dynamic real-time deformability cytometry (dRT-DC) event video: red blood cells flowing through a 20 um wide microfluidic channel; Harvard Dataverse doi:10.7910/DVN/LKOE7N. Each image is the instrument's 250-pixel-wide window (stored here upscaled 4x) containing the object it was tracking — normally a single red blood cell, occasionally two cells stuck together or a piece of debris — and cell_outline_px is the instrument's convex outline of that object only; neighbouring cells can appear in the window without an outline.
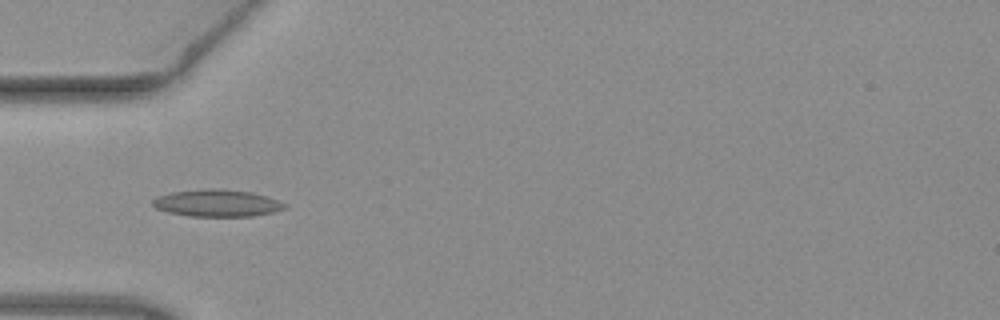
{"species": "common noctule bat (a hibernating species)", "species_latin": "Nyctalus noctula", "temperature_condition": "warm", "stored_images_in_passage": 32, "camera_frame_rate_fps": 3000, "um_per_image_px": 0.085, "animal": {"sex": "female", "body_mass_g": 19.3, "forearm_length_mm": 54.1}, "frame": {"image": 1, "passage_image": 4, "time_ms": 1.0, "image_size_px": [1000, 320], "cell_outline_px": [[288, 204], [284, 208], [272, 212], [252, 216], [188, 216], [168, 212], [156, 208], [152, 204], [152, 200], [156, 196], [172, 192], [208, 188], [220, 188], [252, 192]], "centroid_in_image_um": [18.41, 17.25], "position_along_channel_um": 66.6, "area_um2": 20.75}}
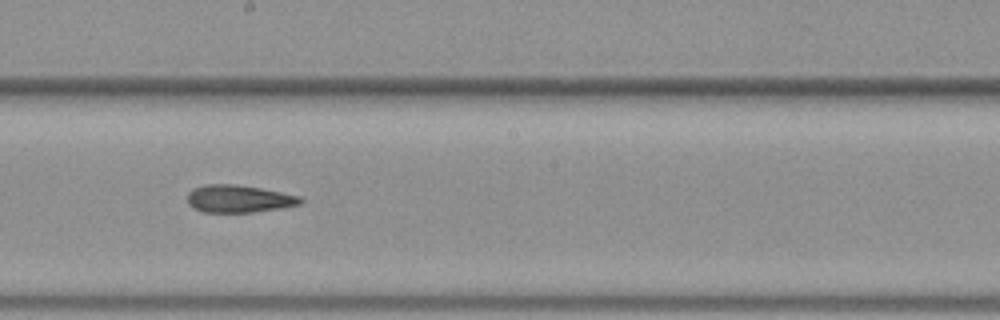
{"frame": {"image": 2, "passage_image": 16, "time_ms": 5.0, "image_size_px": [1000, 320], "cell_outline_px": [[304, 200], [300, 204], [284, 208], [252, 212], [204, 212], [188, 204], [188, 192], [192, 188], [208, 184], [236, 184], [260, 188], [300, 196]], "centroid_in_image_um": [20.31, 16.89], "position_along_channel_um": 227.9, "area_um2": 18.09}}
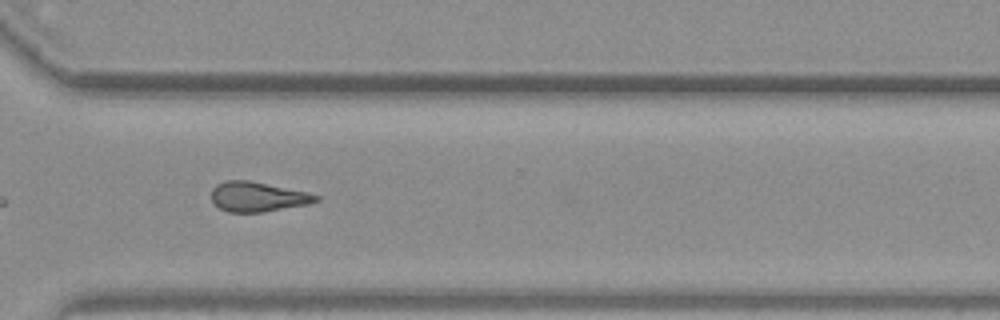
{"frame": {"image": 3, "passage_image": 25, "time_ms": 8.0, "image_size_px": [1000, 320], "cell_outline_px": [[320, 200], [308, 204], [264, 212], [228, 212], [212, 204], [212, 188], [216, 184], [224, 180], [248, 180], [308, 192], [320, 196]], "centroid_in_image_um": [21.89, 16.72], "position_along_channel_um": 348.7, "area_um2": 18.26}, "authors_computed_cell_mechanics": {"area_um2": 18.207, "velocity_mm_per_s": 4.0378, "shape_relaxation_time_tau1_ms": null, "shape_relaxation_time_tau2_ms": 9.5833, "deformation_change_tau1": null, "deformation_change_tau2": 0.2426}}